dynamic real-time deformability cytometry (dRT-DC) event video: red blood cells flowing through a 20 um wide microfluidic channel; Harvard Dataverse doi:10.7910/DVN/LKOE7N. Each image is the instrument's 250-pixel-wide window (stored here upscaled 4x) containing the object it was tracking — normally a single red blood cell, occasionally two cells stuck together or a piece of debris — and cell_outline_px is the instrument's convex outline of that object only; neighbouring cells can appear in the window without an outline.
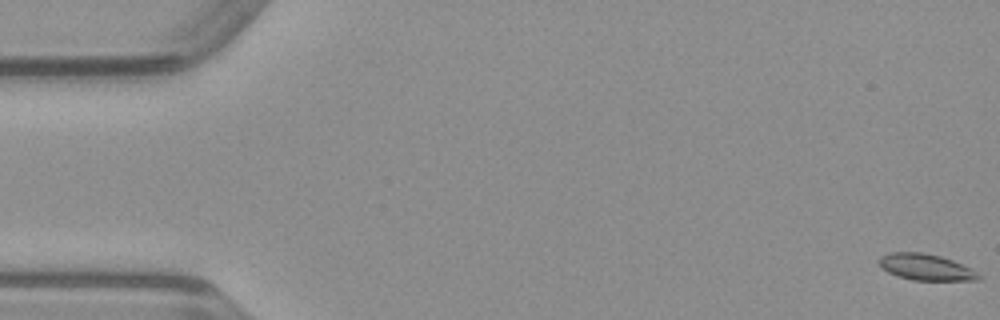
{"species": "common noctule bat (a hibernating species)", "species_latin": "Nyctalus noctula", "temperature_condition": "warm", "stored_images_in_passage": 50, "camera_frame_rate_fps": 3000, "um_per_image_px": 0.085, "animal": {"sex": "male", "body_mass_g": 23.1, "forearm_length_mm": 52.7}, "frame": {"image": 1, "passage_image": 1, "time_ms": 0.0, "image_size_px": [1000, 320], "cell_outline_px": [[984, 276], [980, 280], [912, 280], [888, 272], [880, 264], [880, 256], [888, 252], [924, 252], [940, 256], [952, 260], [972, 268]], "centroid_in_image_um": [78.77, 22.7], "position_along_channel_um": 6.2, "area_um2": 15.26}}
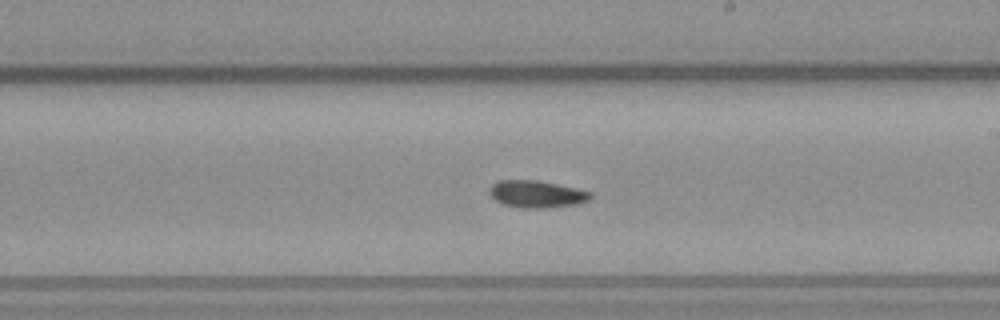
{"frame": {"image": 2, "passage_image": 29, "time_ms": 9.333, "image_size_px": [1000, 320], "cell_outline_px": [[592, 196], [588, 200], [576, 204], [544, 208], [520, 208], [504, 204], [496, 200], [492, 196], [492, 184], [500, 180], [536, 180], [576, 188], [592, 192]], "centroid_in_image_um": [45.65, 16.5], "position_along_channel_um": 243.3, "area_um2": 15.66}}
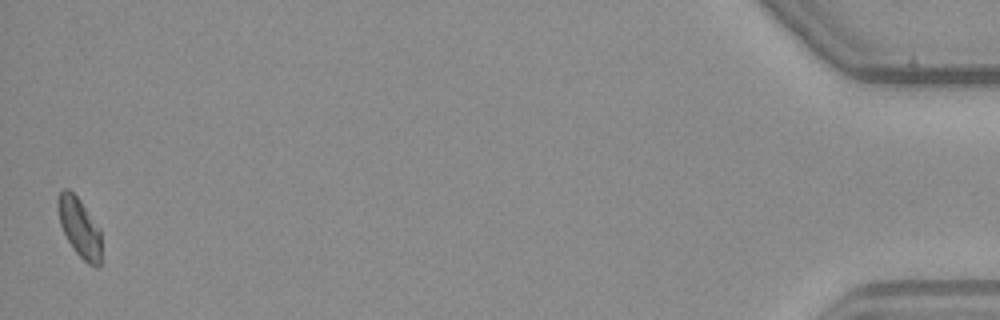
{"frame": {"image": 3, "passage_image": 50, "time_ms": 16.333, "image_size_px": [1000, 320], "cell_outline_px": [[100, 264], [96, 268], [88, 264], [76, 252], [68, 240], [60, 224], [56, 204], [60, 192], [64, 188], [68, 188], [80, 200], [100, 228]], "centroid_in_image_um": [6.75, 19.32], "position_along_channel_um": 428.5, "area_um2": 14.85}}